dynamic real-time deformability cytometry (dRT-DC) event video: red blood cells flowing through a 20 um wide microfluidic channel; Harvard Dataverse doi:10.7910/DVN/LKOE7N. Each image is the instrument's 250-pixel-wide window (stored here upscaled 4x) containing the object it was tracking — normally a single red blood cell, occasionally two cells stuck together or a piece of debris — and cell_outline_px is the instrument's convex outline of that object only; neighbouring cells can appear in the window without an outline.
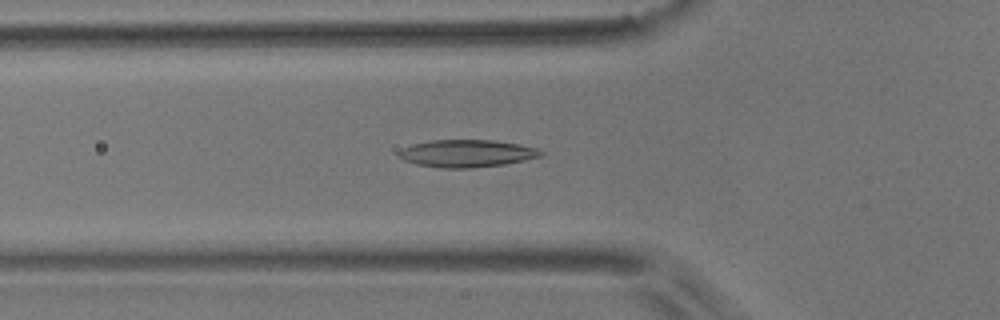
{"species": "common noctule bat (a hibernating species)", "species_latin": "Nyctalus noctula", "temperature_condition": "room temperature", "stored_images_in_passage": 47, "camera_frame_rate_fps": 3000, "um_per_image_px": 0.085, "animal": {"sex": "male", "body_mass_g": 17.9}, "frame": {"image": 1, "passage_image": 12, "time_ms": 3.667, "image_size_px": [1000, 320], "cell_outline_px": [[544, 156], [504, 164], [472, 168], [440, 168], [416, 164], [404, 160], [400, 156], [400, 152], [404, 148], [412, 144], [428, 140], [492, 140], [520, 144], [536, 148], [544, 152]], "centroid_in_image_um": [39.72, 13.04], "position_along_channel_um": 86.1, "area_um2": 22.66}}
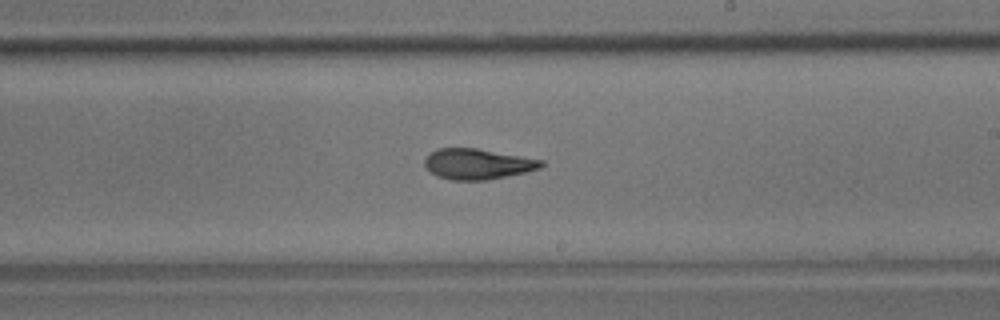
{"frame": {"image": 2, "passage_image": 25, "time_ms": 8.0, "image_size_px": [1000, 320], "cell_outline_px": [[544, 164], [540, 168], [524, 172], [484, 180], [452, 180], [436, 176], [424, 164], [424, 160], [436, 148], [476, 148], [544, 160]], "centroid_in_image_um": [40.58, 13.93], "position_along_channel_um": 248.4, "area_um2": 20.46}}
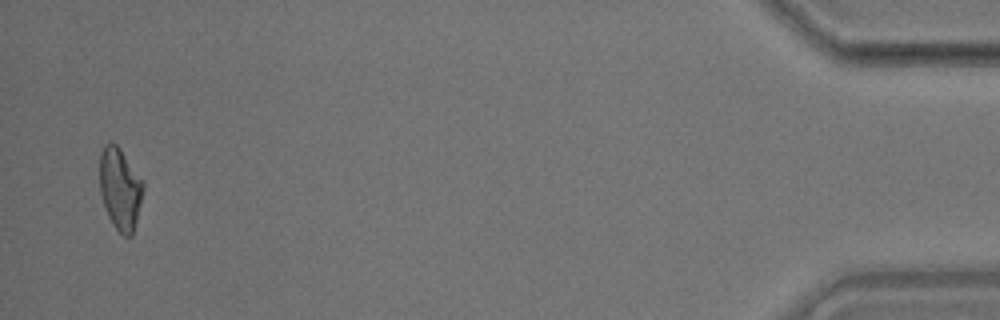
{"frame": {"image": 3, "passage_image": 46, "time_ms": 15.0, "image_size_px": [1000, 320], "cell_outline_px": [[144, 188], [132, 236], [124, 236], [112, 224], [108, 216], [100, 192], [100, 152], [104, 144], [116, 144], [120, 148], [144, 180]], "centroid_in_image_um": [10.22, 16.02], "position_along_channel_um": 425.0, "area_um2": 20.69}, "authors_computed_cell_mechanics": {"area_um2": 21.097, "velocity_mm_per_s": 3.7359, "shape_relaxation_time_tau1_ms": 11.3757, "shape_relaxation_time_tau2_ms": 2.6393, "deformation_change_tau1": 0.2614, "deformation_change_tau2": 0.1019}}